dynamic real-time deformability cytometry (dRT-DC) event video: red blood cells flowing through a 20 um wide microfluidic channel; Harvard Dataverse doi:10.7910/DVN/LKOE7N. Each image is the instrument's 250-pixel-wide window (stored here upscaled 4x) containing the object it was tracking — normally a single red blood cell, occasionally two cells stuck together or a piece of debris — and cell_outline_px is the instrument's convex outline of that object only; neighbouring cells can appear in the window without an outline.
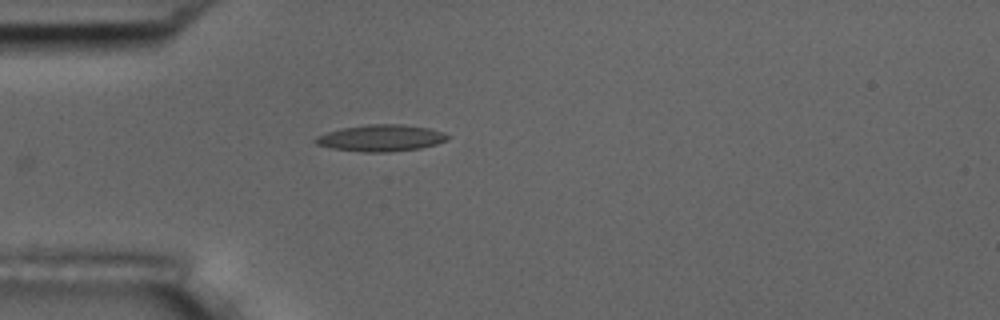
{"species": "common noctule bat (a hibernating species)", "species_latin": "Nyctalus noctula", "temperature_condition": "room temperature", "stored_images_in_passage": 2, "camera_frame_rate_fps": 3000, "um_per_image_px": 0.085, "animal": {"sex": "male", "body_mass_g": 17.5, "forearm_length_mm": 52.3}, "frame": {"image": 1, "passage_image": 2, "time_ms": 1.333, "image_size_px": [1000, 320], "cell_outline_px": [[452, 136], [448, 140], [436, 144], [420, 148], [388, 152], [364, 152], [332, 148], [316, 144], [312, 140], [316, 136], [328, 132], [344, 128], [368, 124], [404, 124], [428, 128], [444, 132]], "centroid_in_image_um": [32.42, 11.73], "position_along_channel_um": 52.6, "area_um2": 20.52}}